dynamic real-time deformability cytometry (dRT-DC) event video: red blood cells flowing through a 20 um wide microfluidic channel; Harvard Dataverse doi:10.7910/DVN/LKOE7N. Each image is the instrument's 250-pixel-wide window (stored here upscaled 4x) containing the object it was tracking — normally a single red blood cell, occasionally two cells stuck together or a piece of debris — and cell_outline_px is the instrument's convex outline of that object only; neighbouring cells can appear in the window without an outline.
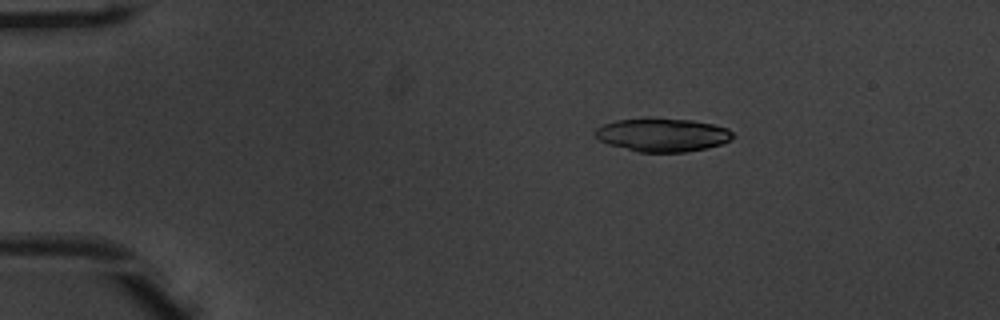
{"species": "common noctule bat (a hibernating species)", "species_latin": "Nyctalus noctula", "temperature_condition": "warm", "stored_images_in_passage": 45, "camera_frame_rate_fps": 3000, "um_per_image_px": 0.085, "animal": {"sex": "male", "body_mass_g": 20.1, "forearm_length_mm": 53.5}, "frame": {"image": 1, "passage_image": 2, "time_ms": 0.333, "image_size_px": [1000, 320], "cell_outline_px": [[732, 136], [728, 140], [716, 144], [700, 148], [680, 152], [644, 152], [616, 144], [604, 140], [608, 124], [624, 120], [684, 120], [708, 124], [724, 128], [732, 132]], "centroid_in_image_um": [56.53, 11.49], "position_along_channel_um": 28.5, "area_um2": 23.47}}